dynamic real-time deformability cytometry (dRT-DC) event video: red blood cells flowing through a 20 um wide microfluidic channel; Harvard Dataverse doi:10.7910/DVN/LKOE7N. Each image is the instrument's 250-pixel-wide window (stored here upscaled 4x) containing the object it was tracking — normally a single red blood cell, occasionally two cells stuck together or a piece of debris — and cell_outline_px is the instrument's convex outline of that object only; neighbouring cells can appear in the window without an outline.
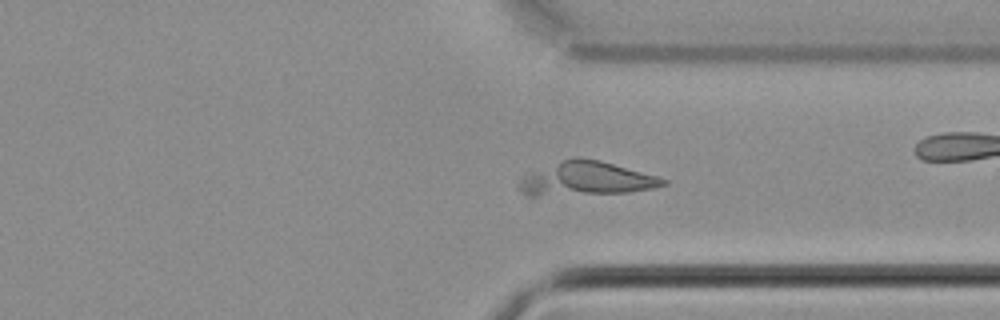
{"species": "common noctule bat (a hibernating species)", "species_latin": "Nyctalus noctula", "temperature_condition": "cold", "stored_images_in_passage": 30, "camera_frame_rate_fps": 3000, "um_per_image_px": 0.085, "animal": {"sex": "male", "body_mass_g": 21.5, "forearm_length_mm": 52.0}, "frame": {"image": 1, "passage_image": 18, "time_ms": 5.667, "image_size_px": [1000, 320], "cell_outline_px": [[668, 184], [656, 188], [628, 192], [532, 200], [520, 192], [520, 180], [524, 176], [564, 160], [576, 156], [600, 160], [660, 176], [668, 180]], "centroid_in_image_um": [49.82, 15.27], "position_along_channel_um": 361.6, "area_um2": 29.59}}